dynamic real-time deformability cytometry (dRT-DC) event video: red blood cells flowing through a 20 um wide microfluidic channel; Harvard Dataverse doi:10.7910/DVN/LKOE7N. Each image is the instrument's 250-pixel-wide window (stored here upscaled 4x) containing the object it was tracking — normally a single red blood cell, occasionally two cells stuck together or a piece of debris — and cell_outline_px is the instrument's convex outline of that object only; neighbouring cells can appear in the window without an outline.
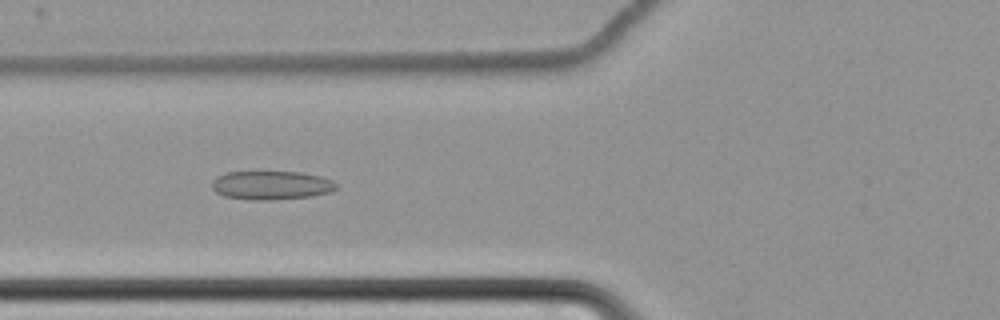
{"species": "common noctule bat (a hibernating species)", "species_latin": "Nyctalus noctula", "temperature_condition": "cold", "stored_images_in_passage": 41, "camera_frame_rate_fps": 3000, "um_per_image_px": 0.085, "animal": {"sex": "female", "body_mass_g": 22.7, "forearm_length_mm": 54.2}, "frame": {"image": 1, "passage_image": 5, "time_ms": 1.333, "image_size_px": [1000, 320], "cell_outline_px": [[336, 188], [332, 192], [312, 196], [264, 200], [252, 200], [224, 196], [216, 192], [212, 188], [212, 180], [216, 176], [224, 172], [256, 168], [304, 172], [320, 176], [332, 180], [336, 184]], "centroid_in_image_um": [23.0, 15.67], "position_along_channel_um": 102.8, "area_um2": 22.02}}
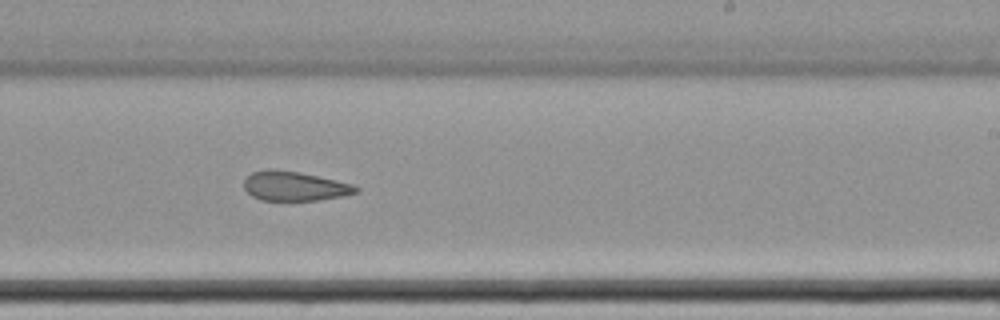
{"frame": {"image": 2, "passage_image": 19, "time_ms": 6.0, "image_size_px": [1000, 320], "cell_outline_px": [[360, 192], [344, 196], [320, 200], [260, 200], [252, 196], [244, 188], [244, 180], [252, 172], [268, 168], [272, 168], [300, 172], [336, 180], [352, 184], [360, 188]], "centroid_in_image_um": [25.05, 15.81], "position_along_channel_um": 263.9, "area_um2": 19.36}}
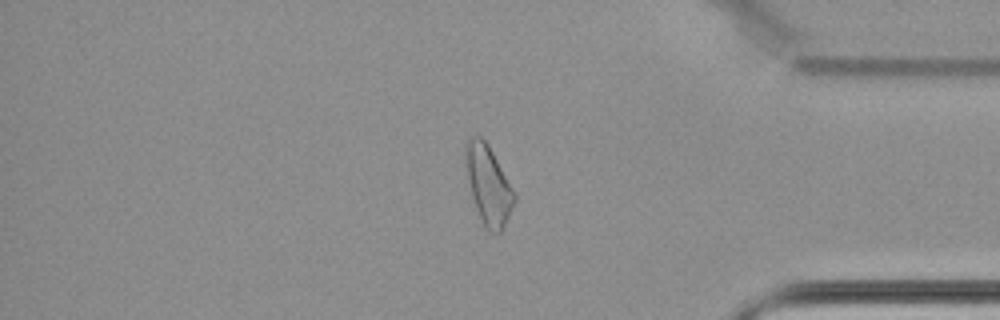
{"frame": {"image": 3, "passage_image": 32, "time_ms": 10.333, "image_size_px": [1000, 320], "cell_outline_px": [[516, 200], [500, 232], [488, 232], [484, 228], [480, 220], [472, 196], [464, 156], [464, 144], [472, 136], [480, 136], [488, 144], [516, 192]], "centroid_in_image_um": [41.51, 15.71], "position_along_channel_um": 393.7, "area_um2": 22.37}, "authors_computed_cell_mechanics": {"area_um2": 20.4034, "velocity_mm_per_s": 3.4559, "shape_relaxation_time_tau1_ms": null, "shape_relaxation_time_tau2_ms": 6.8546, "deformation_change_tau1": null, "deformation_change_tau2": 0.1499}}